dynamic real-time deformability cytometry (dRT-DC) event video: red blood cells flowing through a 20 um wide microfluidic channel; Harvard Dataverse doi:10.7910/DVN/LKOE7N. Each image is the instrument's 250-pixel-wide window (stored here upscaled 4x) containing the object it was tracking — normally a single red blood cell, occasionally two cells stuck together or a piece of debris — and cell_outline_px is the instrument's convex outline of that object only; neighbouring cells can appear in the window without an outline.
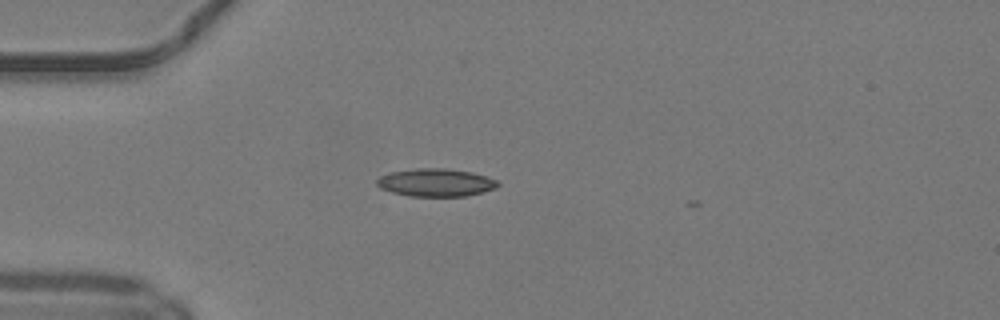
{"species": "common noctule bat (a hibernating species)", "species_latin": "Nyctalus noctula", "temperature_condition": "warm", "stored_images_in_passage": 6, "camera_frame_rate_fps": 3000, "um_per_image_px": 0.085, "animal": {"sex": "male", "body_mass_g": 19.2, "forearm_length_mm": 51.8}, "frame": {"image": 1, "passage_image": 1, "time_ms": 0.0, "image_size_px": [1000, 320], "cell_outline_px": [[500, 184], [496, 188], [464, 196], [408, 196], [392, 192], [380, 188], [376, 184], [376, 180], [380, 176], [388, 172], [416, 168], [444, 168], [472, 172], [496, 180]], "centroid_in_image_um": [36.99, 15.51], "position_along_channel_um": 48.0, "area_um2": 19.59}}
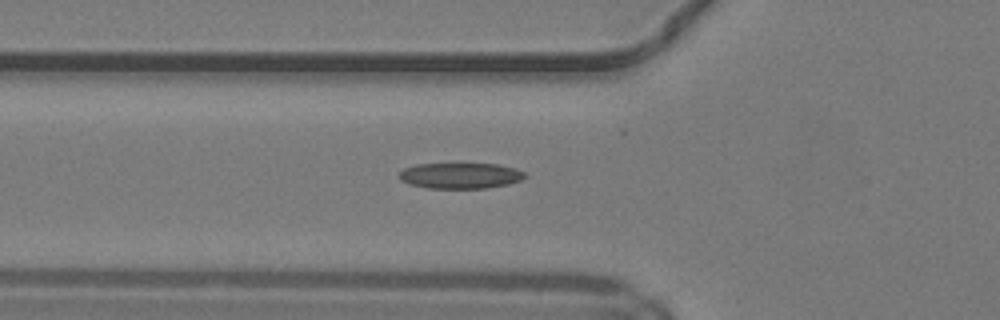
{"frame": {"image": 2, "passage_image": 5, "time_ms": 1.333, "image_size_px": [1000, 320], "cell_outline_px": [[528, 176], [520, 180], [508, 184], [484, 188], [428, 188], [408, 184], [400, 180], [400, 172], [404, 168], [416, 164], [496, 164], [516, 168], [524, 172]], "centroid_in_image_um": [39.13, 14.93], "position_along_channel_um": 86.7, "area_um2": 18.84}}